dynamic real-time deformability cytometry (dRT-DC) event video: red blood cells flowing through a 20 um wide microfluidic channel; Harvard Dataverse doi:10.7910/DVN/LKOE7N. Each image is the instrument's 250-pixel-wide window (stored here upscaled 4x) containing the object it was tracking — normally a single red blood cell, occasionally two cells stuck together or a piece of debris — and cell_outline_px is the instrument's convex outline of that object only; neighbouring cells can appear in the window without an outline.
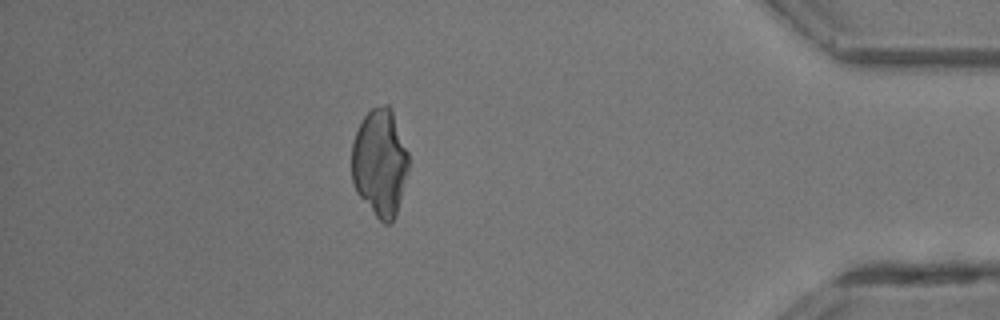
{"species": "common noctule bat (a hibernating species)", "species_latin": "Nyctalus noctula", "temperature_condition": "room temperature", "stored_images_in_passage": 27, "camera_frame_rate_fps": 3000, "um_per_image_px": 0.085, "animal": {"sex": "male", "body_mass_g": 13.3}, "frame": {"image": 1, "passage_image": 23, "time_ms": 7.333, "image_size_px": [1000, 320], "cell_outline_px": [[408, 168], [396, 216], [388, 224], [384, 224], [376, 216], [356, 192], [352, 180], [352, 144], [356, 132], [364, 116], [372, 108], [384, 104], [388, 104], [392, 108], [408, 152]], "centroid_in_image_um": [32.29, 13.81], "position_along_channel_um": 402.9, "area_um2": 35.49}}